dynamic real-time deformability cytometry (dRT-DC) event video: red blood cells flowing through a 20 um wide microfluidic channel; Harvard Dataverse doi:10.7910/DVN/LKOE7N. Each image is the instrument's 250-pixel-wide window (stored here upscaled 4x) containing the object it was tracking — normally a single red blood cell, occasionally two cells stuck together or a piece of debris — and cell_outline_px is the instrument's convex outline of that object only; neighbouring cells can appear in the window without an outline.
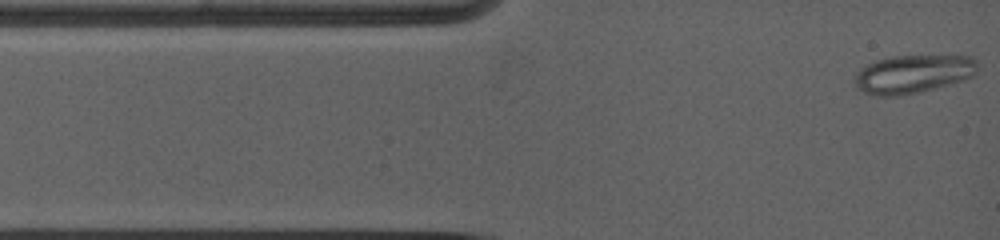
{"species": "common noctule bat (a hibernating species)", "species_latin": "Nyctalus noctula", "temperature_condition": "warm", "stored_images_in_passage": 64, "camera_frame_rate_fps": 5000, "um_per_image_px": 0.085, "animal": {"sex": "female", "body_mass_g": 19.0, "forearm_length_mm": 53.3}, "frame": {"image": 1, "passage_image": 1, "time_ms": 0.0, "image_size_px": [1000, 240], "cell_outline_px": [[976, 72], [972, 76], [964, 80], [936, 88], [920, 92], [900, 96], [876, 96], [864, 92], [856, 88], [852, 80], [860, 68], [876, 60], [892, 56], [968, 56], [976, 60]], "centroid_in_image_um": [77.56, 6.31], "position_along_channel_um": 7.4, "area_um2": 27.57}}
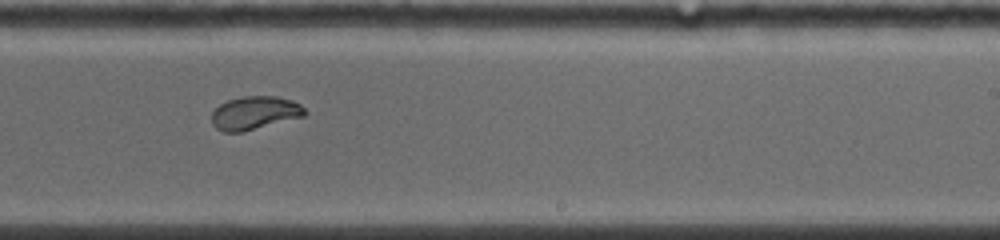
{"frame": {"image": 2, "passage_image": 39, "time_ms": 7.8, "image_size_px": [1000, 240], "cell_outline_px": [[308, 112], [304, 116], [240, 132], [224, 132], [216, 128], [212, 124], [212, 112], [220, 104], [228, 100], [244, 96], [276, 96], [292, 100], [300, 104]], "centroid_in_image_um": [21.65, 9.59], "position_along_channel_um": 267.4, "area_um2": 17.92}}
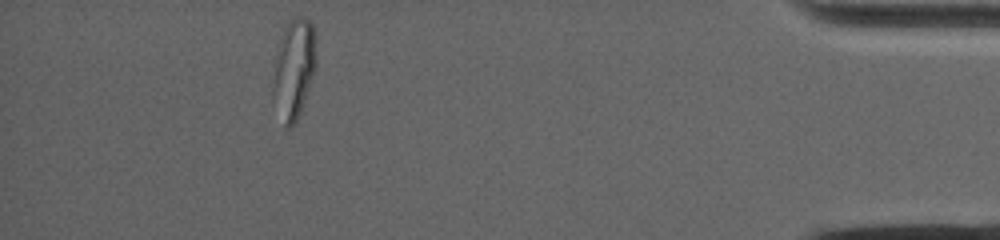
{"frame": {"image": 3, "passage_image": 64, "time_ms": 13.2, "image_size_px": [1000, 240], "cell_outline_px": [[316, 68], [300, 112], [296, 120], [288, 128], [284, 124], [272, 100], [272, 88], [280, 40], [284, 28], [288, 20], [296, 16], [304, 16], [312, 24], [316, 36]], "centroid_in_image_um": [25.0, 5.8], "position_along_channel_um": 410.2, "area_um2": 24.91}}